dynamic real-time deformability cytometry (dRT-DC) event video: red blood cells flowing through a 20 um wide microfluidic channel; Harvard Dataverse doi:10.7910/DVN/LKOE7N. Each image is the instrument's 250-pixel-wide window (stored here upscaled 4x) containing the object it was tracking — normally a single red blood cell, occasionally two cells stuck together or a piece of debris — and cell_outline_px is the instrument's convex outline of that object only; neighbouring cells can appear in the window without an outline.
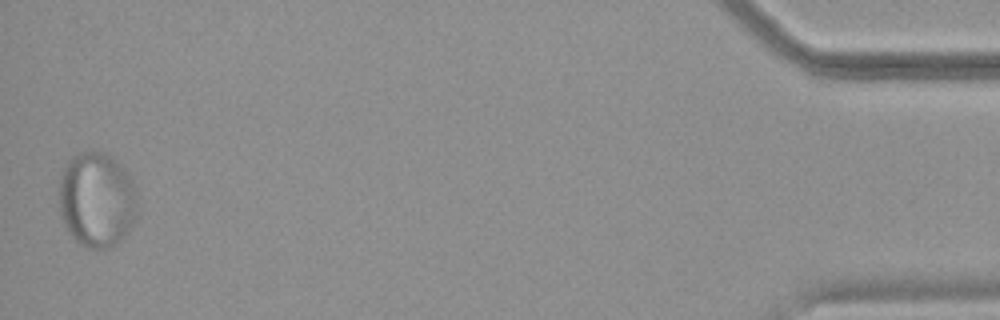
{"species": "common noctule bat (a hibernating species)", "species_latin": "Nyctalus noctula", "temperature_condition": "warm", "stored_images_in_passage": 43, "camera_frame_rate_fps": 3000, "um_per_image_px": 0.085, "animal": {"sex": "female", "body_mass_g": 18.4}, "frame": {"image": 1, "passage_image": 43, "time_ms": 14.0, "image_size_px": [1000, 320], "cell_outline_px": [[140, 212], [124, 236], [116, 244], [108, 248], [88, 248], [80, 244], [72, 236], [60, 212], [60, 176], [64, 164], [72, 156], [80, 152], [104, 152], [112, 156], [120, 164], [132, 180], [140, 204]], "centroid_in_image_um": [8.27, 16.96], "position_along_channel_um": 426.9, "area_um2": 43.75}}